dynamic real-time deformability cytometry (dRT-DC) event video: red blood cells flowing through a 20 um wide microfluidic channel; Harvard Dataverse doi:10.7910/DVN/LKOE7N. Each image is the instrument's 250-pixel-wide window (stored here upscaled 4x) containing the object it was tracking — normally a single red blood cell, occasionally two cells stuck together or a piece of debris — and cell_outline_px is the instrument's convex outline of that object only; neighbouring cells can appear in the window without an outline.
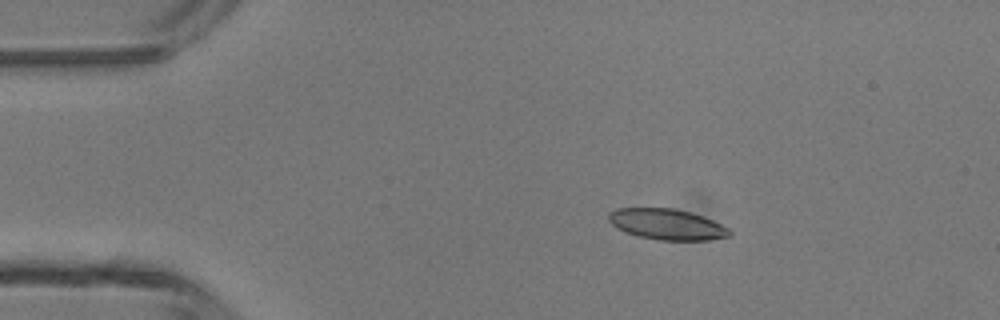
{"species": "common noctule bat (a hibernating species)", "species_latin": "Nyctalus noctula", "temperature_condition": "room temperature", "stored_images_in_passage": 3, "camera_frame_rate_fps": 3000, "um_per_image_px": 0.085, "animal": {"sex": "male", "body_mass_g": 13.3}, "frame": {"image": 1, "passage_image": 1, "time_ms": 0.0, "image_size_px": [1000, 320], "cell_outline_px": [[732, 236], [708, 240], [660, 240], [640, 236], [624, 232], [616, 228], [608, 220], [608, 212], [616, 208], [676, 208], [692, 212], [704, 216], [728, 228], [732, 232]], "centroid_in_image_um": [56.69, 19.06], "position_along_channel_um": 28.3, "area_um2": 21.91}}
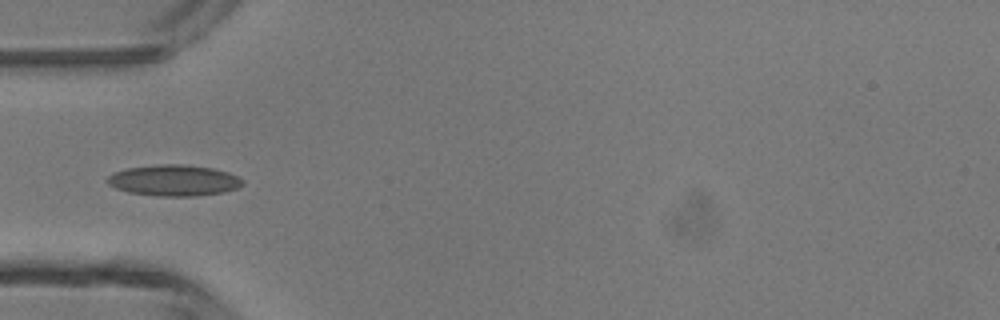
{"frame": {"image": 2, "passage_image": 3, "time_ms": 2.333, "image_size_px": [1000, 320], "cell_outline_px": [[244, 184], [236, 188], [224, 192], [196, 196], [156, 196], [128, 192], [116, 188], [108, 184], [108, 176], [112, 172], [128, 168], [160, 164], [184, 164], [212, 168], [228, 172], [244, 180]], "centroid_in_image_um": [14.78, 15.33], "position_along_channel_um": 70.2, "area_um2": 24.51}}